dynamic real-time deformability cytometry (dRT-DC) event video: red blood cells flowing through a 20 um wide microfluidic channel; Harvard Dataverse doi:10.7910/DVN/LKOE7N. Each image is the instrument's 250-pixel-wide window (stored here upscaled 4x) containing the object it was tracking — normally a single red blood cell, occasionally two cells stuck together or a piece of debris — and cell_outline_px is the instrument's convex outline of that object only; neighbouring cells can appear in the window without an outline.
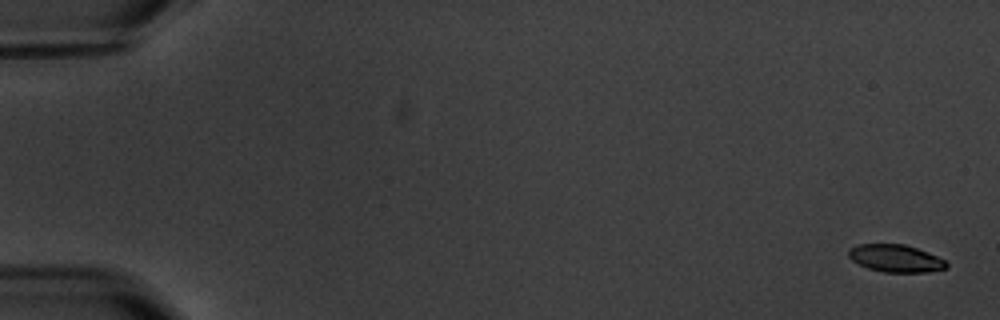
{"species": "common noctule bat (a hibernating species)", "species_latin": "Nyctalus noctula", "temperature_condition": "warm", "stored_images_in_passage": 5, "camera_frame_rate_fps": 3000, "um_per_image_px": 0.085, "animal": {"sex": "male", "body_mass_g": 20.1, "forearm_length_mm": 53.5}, "frame": {"image": 1, "passage_image": 1, "time_ms": 0.0, "image_size_px": [1000, 320], "cell_outline_px": [[948, 268], [928, 272], [884, 272], [868, 268], [852, 260], [848, 256], [848, 248], [856, 244], [904, 244], [928, 252], [944, 260], [948, 264]], "centroid_in_image_um": [76.11, 21.95], "position_along_channel_um": 8.9, "area_um2": 15.66}}
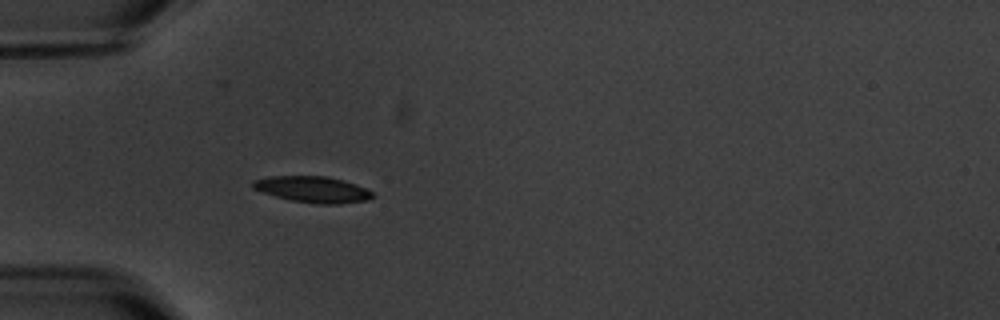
{"frame": {"image": 2, "passage_image": 5, "time_ms": 5.667, "image_size_px": [1000, 320], "cell_outline_px": [[376, 196], [368, 200], [340, 204], [316, 204], [292, 200], [276, 196], [252, 188], [252, 180], [268, 176], [328, 176], [344, 180], [356, 184], [372, 192]], "centroid_in_image_um": [26.6, 16.09], "position_along_channel_um": 58.4, "area_um2": 18.32}}